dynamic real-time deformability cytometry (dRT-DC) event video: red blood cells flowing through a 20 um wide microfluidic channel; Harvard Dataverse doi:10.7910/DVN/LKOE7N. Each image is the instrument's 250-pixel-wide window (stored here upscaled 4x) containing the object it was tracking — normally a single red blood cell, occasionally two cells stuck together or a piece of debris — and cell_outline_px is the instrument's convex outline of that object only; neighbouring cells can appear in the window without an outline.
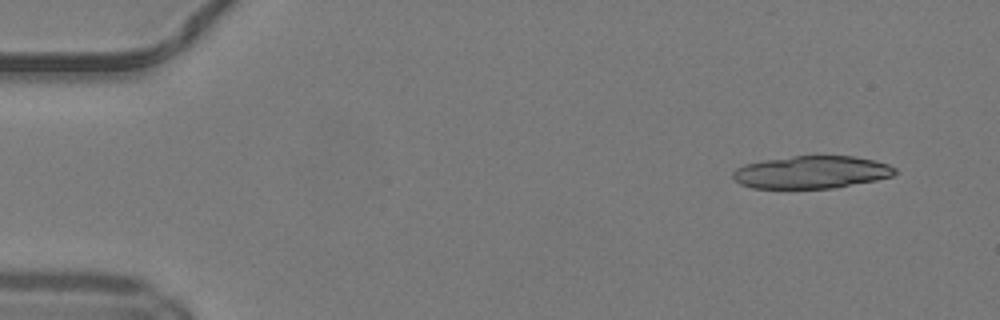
{"species": "common noctule bat (a hibernating species)", "species_latin": "Nyctalus noctula", "temperature_condition": "warm", "stored_images_in_passage": 34, "camera_frame_rate_fps": 3000, "um_per_image_px": 0.085, "animal": {"sex": "male", "body_mass_g": 19.2, "forearm_length_mm": 51.8}, "frame": {"image": 1, "passage_image": 4, "time_ms": 1.0, "image_size_px": [1000, 320], "cell_outline_px": [[896, 172], [892, 176], [876, 180], [836, 188], [752, 188], [740, 184], [732, 176], [732, 172], [736, 168], [744, 164], [764, 160], [792, 156], [852, 156], [872, 160], [888, 164], [896, 168]], "centroid_in_image_um": [68.96, 14.64], "position_along_channel_um": 16.0, "area_um2": 30.75}}
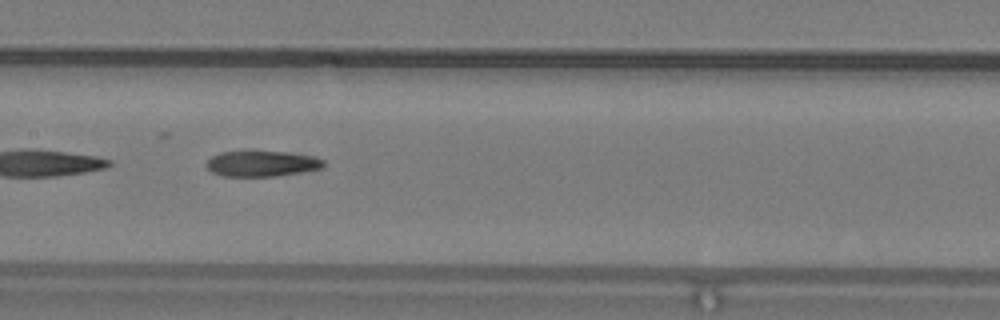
{"frame": {"image": 2, "passage_image": 25, "time_ms": 8.0, "image_size_px": [1000, 320], "cell_outline_px": [[324, 164], [320, 168], [300, 172], [276, 176], [224, 176], [212, 172], [204, 164], [212, 156], [220, 152], [252, 148], [284, 152], [312, 156], [324, 160]], "centroid_in_image_um": [22.18, 13.86], "position_along_channel_um": 185.2, "area_um2": 18.09}}